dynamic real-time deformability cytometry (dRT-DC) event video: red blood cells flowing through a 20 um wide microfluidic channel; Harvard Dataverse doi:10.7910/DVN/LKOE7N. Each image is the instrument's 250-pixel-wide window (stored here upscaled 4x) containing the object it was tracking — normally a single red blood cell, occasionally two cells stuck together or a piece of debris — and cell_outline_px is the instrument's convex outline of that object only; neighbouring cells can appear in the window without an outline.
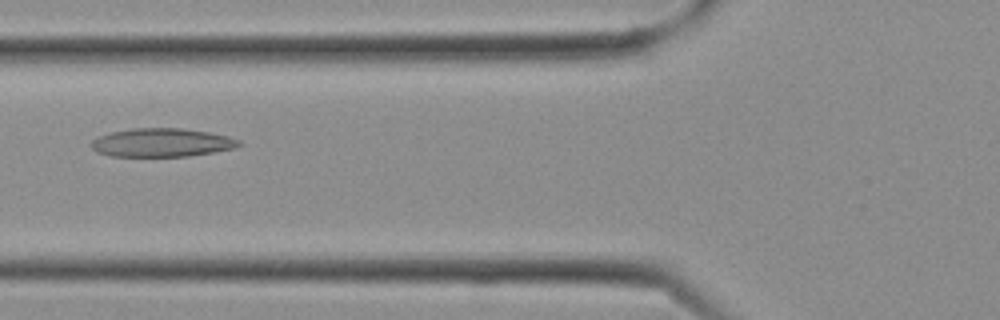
{"species": "Egyptian fruit bat (a non-hibernating species)", "species_latin": "Rousettus aegyptiacus", "temperature_condition": "cold", "stored_images_in_passage": 28, "camera_frame_rate_fps": 3000, "um_per_image_px": 0.085, "frame": {"image": 1, "passage_image": 11, "time_ms": 3.333, "image_size_px": [1000, 320], "cell_outline_px": [[244, 144], [236, 148], [188, 156], [112, 156], [96, 152], [88, 144], [92, 140], [100, 136], [112, 132], [132, 128], [180, 128], [208, 132], [228, 136], [240, 140]], "centroid_in_image_um": [13.76, 12.12], "position_along_channel_um": 112.0, "area_um2": 24.57}}
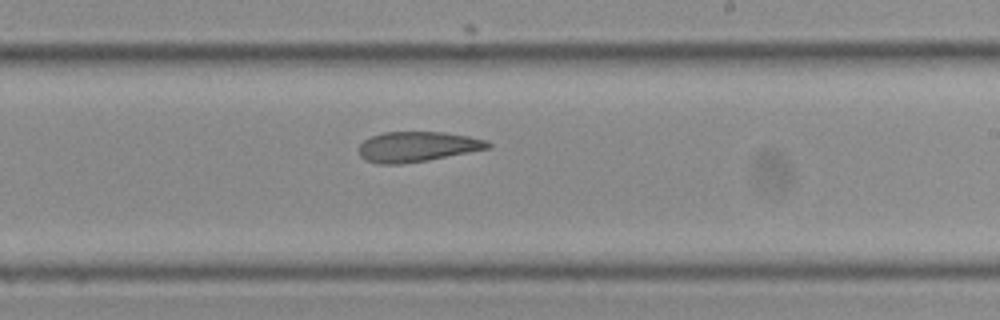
{"frame": {"image": 2, "passage_image": 17, "time_ms": 5.333, "image_size_px": [1000, 320], "cell_outline_px": [[492, 148], [428, 160], [404, 164], [376, 164], [364, 160], [360, 156], [360, 144], [364, 140], [372, 136], [384, 132], [444, 132], [468, 136], [488, 140], [492, 144]], "centroid_in_image_um": [35.5, 12.47], "position_along_channel_um": 253.5, "area_um2": 22.89}}
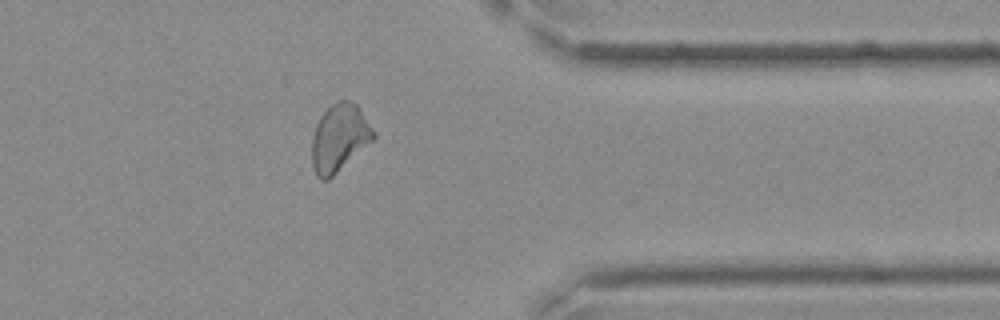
{"frame": {"image": 3, "passage_image": 23, "time_ms": 7.333, "image_size_px": [1000, 320], "cell_outline_px": [[376, 136], [372, 140], [328, 180], [320, 180], [316, 176], [312, 164], [312, 136], [316, 124], [320, 116], [336, 100], [348, 100], [356, 104], [360, 108], [376, 132]], "centroid_in_image_um": [28.83, 11.7], "position_along_channel_um": 382.6, "area_um2": 24.1}}